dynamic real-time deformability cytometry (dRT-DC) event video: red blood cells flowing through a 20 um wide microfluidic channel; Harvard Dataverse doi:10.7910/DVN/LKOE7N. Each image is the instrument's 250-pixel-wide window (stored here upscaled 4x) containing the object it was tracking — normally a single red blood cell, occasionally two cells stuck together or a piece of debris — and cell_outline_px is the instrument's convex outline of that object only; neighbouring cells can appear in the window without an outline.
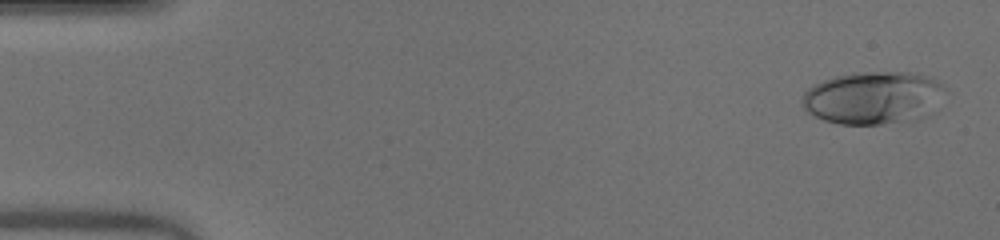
{"species": "human", "species_latin": "Homo sapiens", "temperature_condition": "warm", "stored_images_in_passage": 50, "camera_frame_rate_fps": 3000, "um_per_image_px": 0.085, "donor": {"sex": "male"}, "frame": {"image": 1, "passage_image": 2, "time_ms": 0.333, "image_size_px": [1000, 240], "cell_outline_px": [[948, 92], [928, 116], [908, 124], [840, 124], [824, 120], [808, 112], [804, 108], [804, 92], [808, 88], [832, 76], [852, 72], [916, 72], [932, 76]], "centroid_in_image_um": [74.33, 8.32], "position_along_channel_um": 10.7, "area_um2": 44.91}}
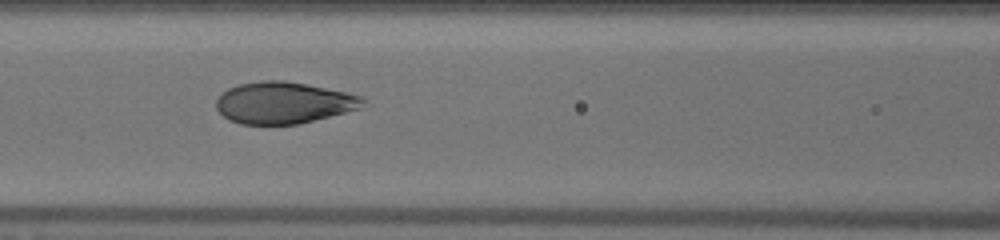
{"frame": {"image": 2, "passage_image": 22, "time_ms": 7.0, "image_size_px": [1000, 240], "cell_outline_px": [[364, 108], [300, 124], [240, 124], [228, 120], [216, 108], [216, 100], [228, 88], [240, 84], [260, 80], [280, 80], [304, 84], [364, 96]], "centroid_in_image_um": [24.13, 8.75], "position_along_channel_um": 142.5, "area_um2": 35.6}}
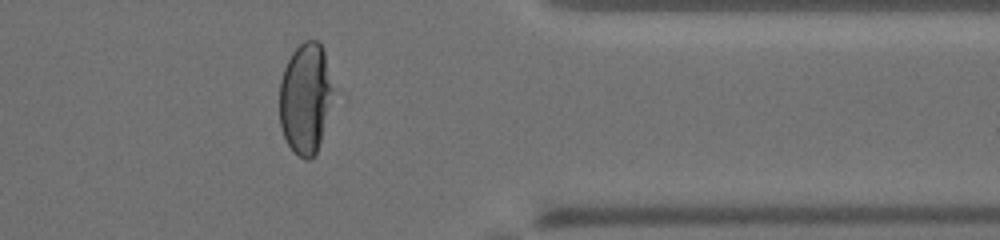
{"frame": {"image": 3, "passage_image": 41, "time_ms": 13.333, "image_size_px": [1000, 240], "cell_outline_px": [[332, 92], [320, 140], [316, 152], [308, 160], [304, 160], [288, 144], [284, 136], [280, 124], [280, 80], [284, 68], [292, 52], [304, 40], [316, 40], [324, 48], [332, 88]], "centroid_in_image_um": [25.93, 8.31], "position_along_channel_um": 385.5, "area_um2": 33.76}}